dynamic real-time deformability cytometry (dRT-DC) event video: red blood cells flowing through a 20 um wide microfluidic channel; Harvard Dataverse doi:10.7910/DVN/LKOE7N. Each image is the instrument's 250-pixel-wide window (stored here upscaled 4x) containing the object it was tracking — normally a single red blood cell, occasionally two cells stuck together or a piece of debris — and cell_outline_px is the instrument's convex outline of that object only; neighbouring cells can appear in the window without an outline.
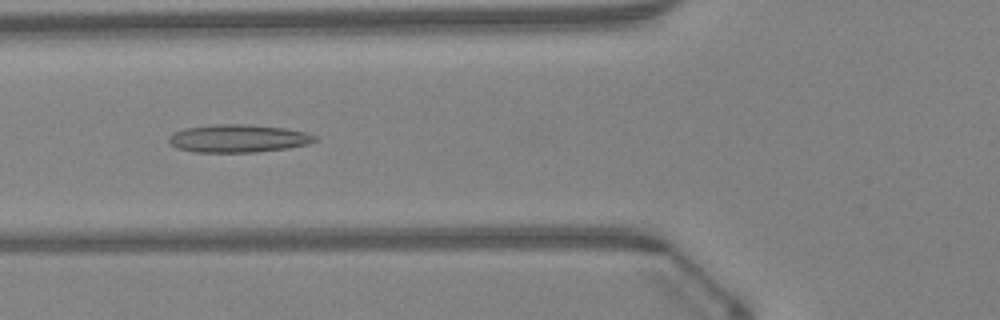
{"species": "Egyptian fruit bat (a non-hibernating species)", "species_latin": "Rousettus aegyptiacus", "temperature_condition": "warm", "stored_images_in_passage": 47, "camera_frame_rate_fps": 3000, "um_per_image_px": 0.085, "animal": {"sex": "female"}, "frame": {"image": 1, "passage_image": 18, "time_ms": 5.667, "image_size_px": [1000, 320], "cell_outline_px": [[316, 140], [308, 144], [288, 148], [256, 152], [196, 152], [176, 148], [168, 140], [168, 136], [184, 128], [216, 124], [248, 124], [288, 128], [308, 132], [316, 136]], "centroid_in_image_um": [20.28, 11.76], "position_along_channel_um": 105.5, "area_um2": 23.87}}
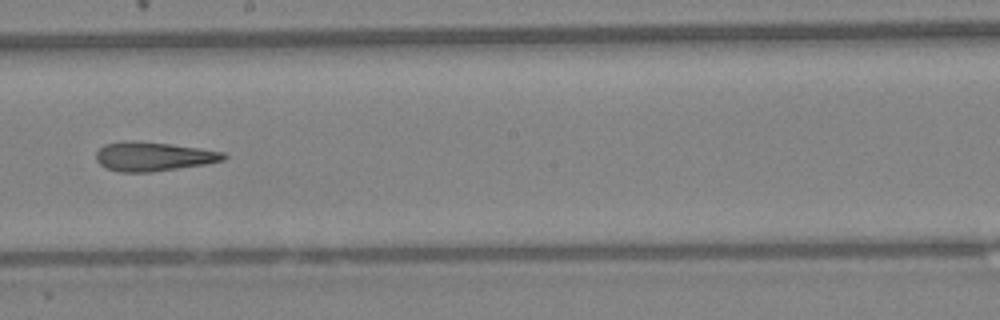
{"frame": {"image": 2, "passage_image": 27, "time_ms": 8.667, "image_size_px": [1000, 320], "cell_outline_px": [[228, 156], [224, 160], [204, 164], [152, 172], [120, 172], [104, 168], [96, 160], [96, 152], [104, 144], [132, 140], [168, 144], [200, 148], [224, 152]], "centroid_in_image_um": [13.01, 13.3], "position_along_channel_um": 235.2, "area_um2": 21.56}}
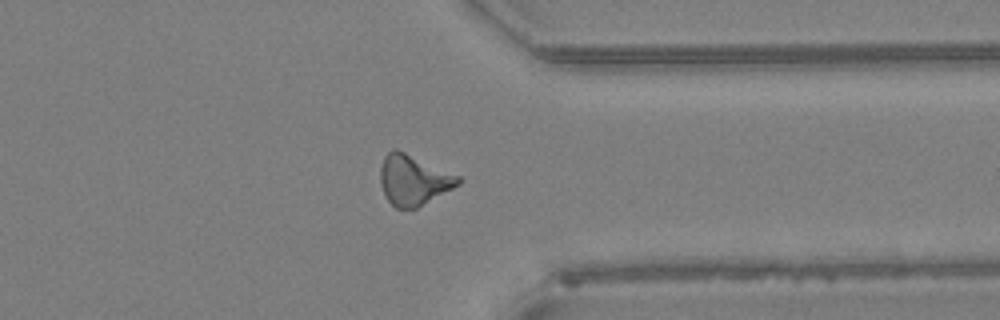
{"frame": {"image": 3, "passage_image": 37, "time_ms": 12.0, "image_size_px": [1000, 320], "cell_outline_px": [[460, 184], [416, 208], [396, 208], [388, 200], [380, 184], [380, 168], [384, 156], [392, 148], [396, 148], [460, 176]], "centroid_in_image_um": [35.12, 15.28], "position_along_channel_um": 376.3, "area_um2": 22.6}, "authors_computed_cell_mechanics": {"area_um2": 21.6172, "velocity_mm_per_s": 4.3386, "shape_relaxation_time_tau1_ms": null, "shape_relaxation_time_tau2_ms": 3.8376, "deformation_change_tau1": null, "deformation_change_tau2": 0.1683}}